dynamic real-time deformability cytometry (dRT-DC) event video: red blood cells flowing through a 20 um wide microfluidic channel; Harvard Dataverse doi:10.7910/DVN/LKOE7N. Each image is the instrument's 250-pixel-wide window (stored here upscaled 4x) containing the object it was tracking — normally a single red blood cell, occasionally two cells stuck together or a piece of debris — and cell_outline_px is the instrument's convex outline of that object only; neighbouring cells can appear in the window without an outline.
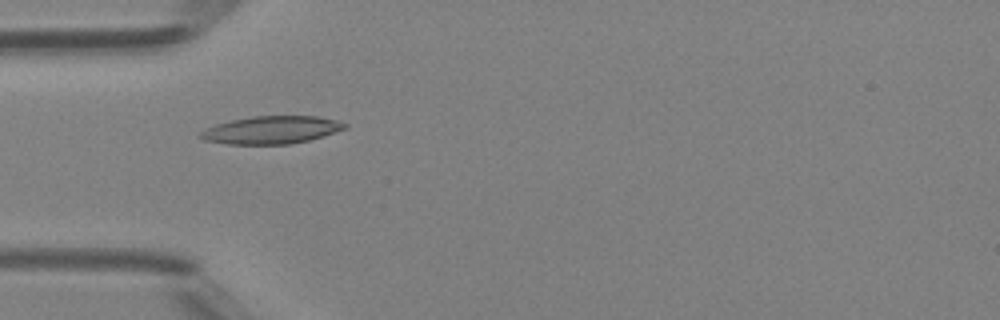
{"species": "Egyptian fruit bat (a non-hibernating species)", "species_latin": "Rousettus aegyptiacus", "temperature_condition": "room temperature", "stored_images_in_passage": 31, "camera_frame_rate_fps": 3000, "um_per_image_px": 0.085, "animal": {"sex": "female"}, "frame": {"image": 1, "passage_image": 1, "time_ms": 0.0, "image_size_px": [1000, 320], "cell_outline_px": [[348, 128], [324, 136], [292, 144], [228, 144], [204, 140], [196, 136], [204, 128], [216, 124], [232, 120], [252, 116], [316, 116], [336, 120], [348, 124]], "centroid_in_image_um": [23.06, 11.05], "position_along_channel_um": 61.9, "area_um2": 23.47}}
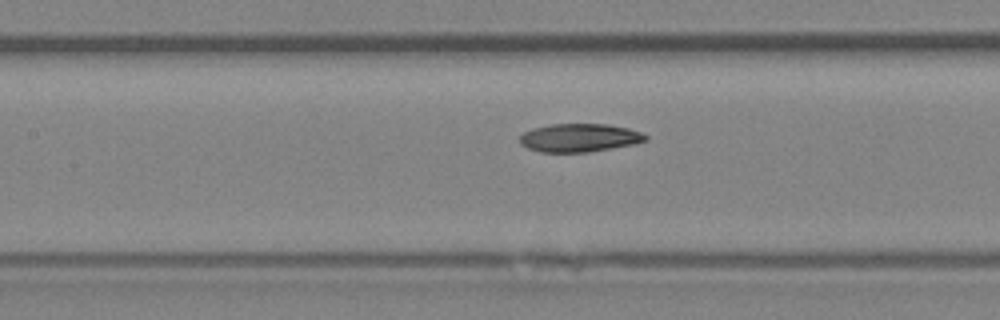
{"frame": {"image": 2, "passage_image": 8, "time_ms": 2.333, "image_size_px": [1000, 320], "cell_outline_px": [[648, 140], [632, 144], [588, 152], [540, 152], [528, 148], [520, 144], [520, 136], [524, 132], [532, 128], [548, 124], [608, 124], [628, 128], [640, 132], [648, 136]], "centroid_in_image_um": [49.22, 11.7], "position_along_channel_um": 158.2, "area_um2": 20.69}}
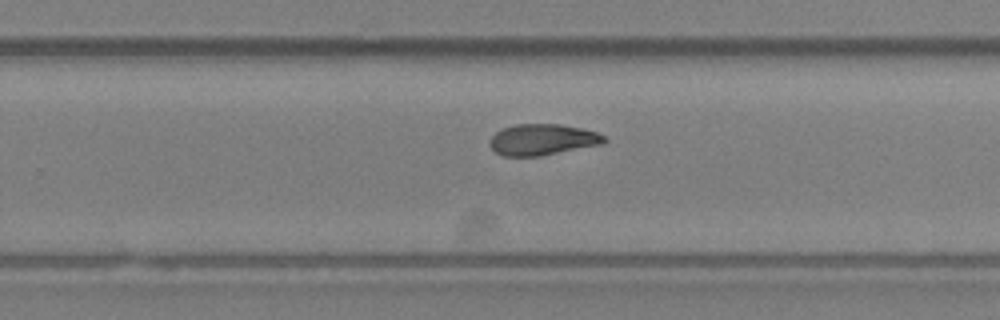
{"frame": {"image": 3, "passage_image": 17, "time_ms": 5.333, "image_size_px": [1000, 320], "cell_outline_px": [[608, 140], [604, 144], [540, 156], [504, 156], [496, 152], [488, 144], [488, 140], [496, 132], [504, 128], [516, 124], [560, 124], [580, 128], [596, 132], [604, 136]], "centroid_in_image_um": [46.11, 11.87], "position_along_channel_um": 283.7, "area_um2": 20.81}, "authors_computed_cell_mechanics": {"area_um2": 20.8658, "velocity_mm_per_s": 4.2035, "shape_relaxation_time_tau1_ms": 6.842, "shape_relaxation_time_tau2_ms": 8.9392, "deformation_change_tau1": 0.2092, "deformation_change_tau2": 0.1712}}